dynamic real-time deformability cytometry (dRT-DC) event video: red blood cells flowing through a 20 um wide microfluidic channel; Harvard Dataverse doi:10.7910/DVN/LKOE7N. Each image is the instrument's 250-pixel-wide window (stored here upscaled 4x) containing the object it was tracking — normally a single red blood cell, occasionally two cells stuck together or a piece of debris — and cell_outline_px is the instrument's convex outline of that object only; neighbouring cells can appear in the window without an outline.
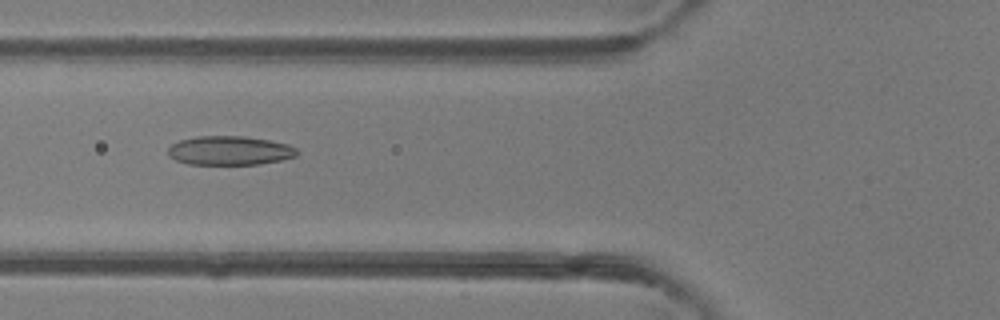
{"species": "common noctule bat (a hibernating species)", "species_latin": "Nyctalus noctula", "temperature_condition": "room temperature", "stored_images_in_passage": 5, "camera_frame_rate_fps": 3000, "um_per_image_px": 0.085, "animal": {"sex": "female"}, "frame": {"image": 1, "passage_image": 5, "time_ms": 1.333, "image_size_px": [1000, 320], "cell_outline_px": [[300, 152], [296, 156], [280, 160], [260, 164], [188, 164], [176, 160], [168, 156], [168, 148], [172, 144], [180, 140], [196, 136], [244, 136], [268, 140], [288, 144], [296, 148]], "centroid_in_image_um": [19.52, 12.79], "position_along_channel_um": 106.3, "area_um2": 21.85}}